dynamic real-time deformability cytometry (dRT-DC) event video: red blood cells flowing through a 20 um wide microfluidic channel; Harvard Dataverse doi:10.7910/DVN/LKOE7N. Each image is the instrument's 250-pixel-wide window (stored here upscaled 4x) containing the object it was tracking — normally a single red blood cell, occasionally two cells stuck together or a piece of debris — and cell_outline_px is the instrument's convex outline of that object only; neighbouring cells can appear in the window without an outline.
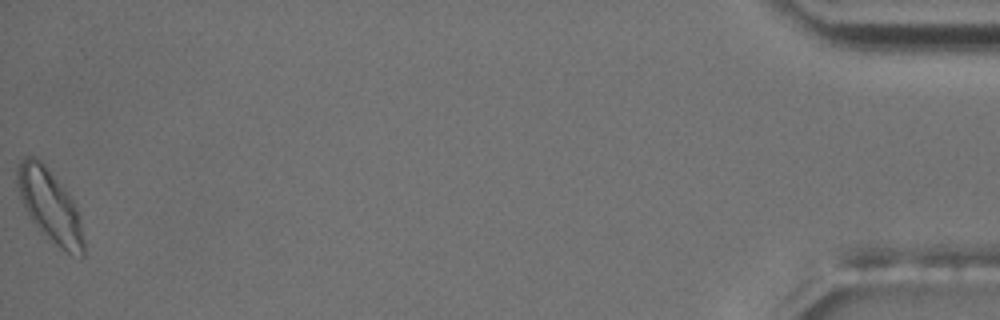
{"species": "common noctule bat (a hibernating species)", "species_latin": "Nyctalus noctula", "temperature_condition": "room temperature", "stored_images_in_passage": 55, "camera_frame_rate_fps": 3000, "um_per_image_px": 0.085, "animal": {"sex": "male", "body_mass_g": 17.5, "forearm_length_mm": 52.3}, "frame": {"image": 1, "passage_image": 55, "time_ms": 18.0, "image_size_px": [1000, 320], "cell_outline_px": [[84, 256], [72, 256], [60, 248], [32, 220], [20, 200], [16, 180], [16, 168], [28, 156], [36, 156], [44, 164], [64, 188], [72, 200], [76, 208], [80, 220], [84, 240]], "centroid_in_image_um": [4.24, 17.48], "position_along_channel_um": 431.0, "area_um2": 27.4}, "authors_computed_cell_mechanics": {"area_um2": 20.3456, "velocity_mm_per_s": 3.6616, "shape_relaxation_time_tau1_ms": 4.0682, "shape_relaxation_time_tau2_ms": null, "deformation_change_tau1": 0.142, "deformation_change_tau2": null}}